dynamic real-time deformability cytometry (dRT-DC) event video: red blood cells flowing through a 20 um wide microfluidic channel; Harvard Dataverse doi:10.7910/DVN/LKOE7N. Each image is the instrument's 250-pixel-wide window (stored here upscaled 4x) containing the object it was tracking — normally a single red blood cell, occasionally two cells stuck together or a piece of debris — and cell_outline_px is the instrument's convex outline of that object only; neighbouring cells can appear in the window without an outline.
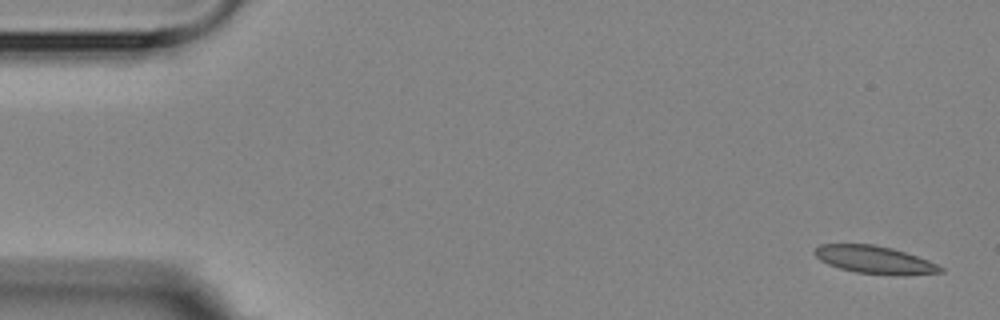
{"species": "Egyptian fruit bat (a non-hibernating species)", "species_latin": "Rousettus aegyptiacus", "temperature_condition": "room temperature", "stored_images_in_passage": 5, "camera_frame_rate_fps": 3000, "um_per_image_px": 0.085, "animal": {"sex": "female"}, "frame": {"image": 1, "passage_image": 1, "time_ms": 0.0, "image_size_px": [1000, 320], "cell_outline_px": [[944, 272], [904, 276], [900, 276], [856, 272], [840, 268], [828, 264], [820, 260], [812, 252], [820, 244], [872, 244], [892, 248], [928, 260], [944, 268]], "centroid_in_image_um": [74.36, 22.09], "position_along_channel_um": 10.6, "area_um2": 20.35}}
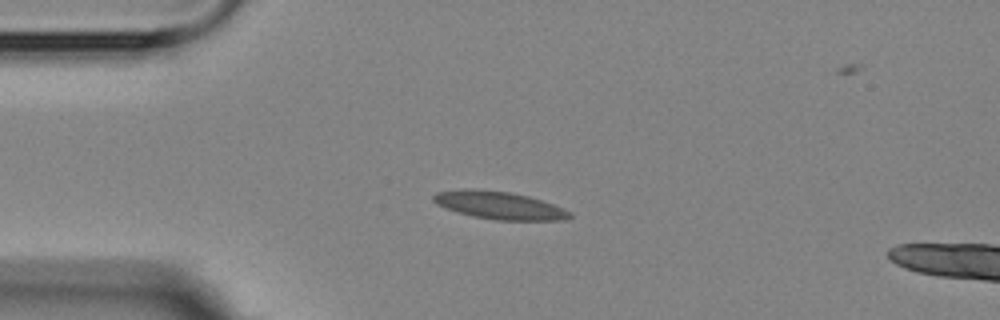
{"frame": {"image": 2, "passage_image": 4, "time_ms": 3.667, "image_size_px": [1000, 320], "cell_outline_px": [[572, 216], [564, 220], [496, 220], [472, 216], [436, 204], [432, 200], [432, 196], [436, 192], [476, 188], [508, 192], [528, 196], [564, 208], [572, 212]], "centroid_in_image_um": [42.46, 17.45], "position_along_channel_um": 42.5, "area_um2": 21.79}}